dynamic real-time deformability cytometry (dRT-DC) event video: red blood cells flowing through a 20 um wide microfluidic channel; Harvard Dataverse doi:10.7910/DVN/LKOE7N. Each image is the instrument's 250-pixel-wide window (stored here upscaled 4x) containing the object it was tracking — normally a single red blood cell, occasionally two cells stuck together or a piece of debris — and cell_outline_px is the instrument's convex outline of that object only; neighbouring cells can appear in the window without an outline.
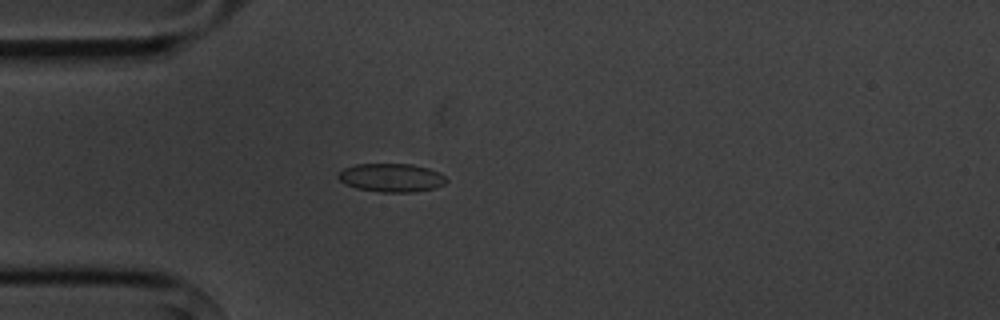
{"species": "common noctule bat (a hibernating species)", "species_latin": "Nyctalus noctula", "temperature_condition": "cold", "stored_images_in_passage": 5, "camera_frame_rate_fps": 3000, "um_per_image_px": 0.085, "animal": {"sex": "male", "body_mass_g": 20.1, "forearm_length_mm": 53.5}, "frame": {"image": 1, "passage_image": 5, "time_ms": 4.333, "image_size_px": [1000, 320], "cell_outline_px": [[448, 180], [444, 184], [436, 188], [416, 192], [380, 192], [356, 188], [344, 184], [336, 176], [336, 172], [344, 168], [356, 164], [412, 164], [428, 168], [440, 172]], "centroid_in_image_um": [33.25, 15.1], "position_along_channel_um": 51.7, "area_um2": 18.21}}